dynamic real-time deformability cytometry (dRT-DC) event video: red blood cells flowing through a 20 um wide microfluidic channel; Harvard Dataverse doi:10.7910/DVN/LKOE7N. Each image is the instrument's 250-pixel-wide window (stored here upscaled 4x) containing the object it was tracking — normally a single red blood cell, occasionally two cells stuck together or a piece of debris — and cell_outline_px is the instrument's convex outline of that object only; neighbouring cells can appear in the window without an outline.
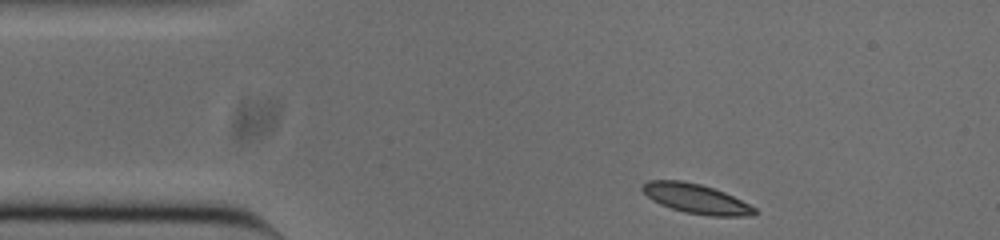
{"species": "common noctule bat (a hibernating species)", "species_latin": "Nyctalus noctula", "temperature_condition": "cold", "stored_images_in_passage": 47, "camera_frame_rate_fps": 3000, "um_per_image_px": 0.085, "animal": {"sex": "male", "body_mass_g": 20.0, "forearm_length_mm": 53.3}, "frame": {"image": 1, "passage_image": 1, "time_ms": 0.0, "image_size_px": [1000, 240], "cell_outline_px": [[756, 212], [752, 216], [708, 216], [684, 212], [660, 204], [652, 200], [640, 188], [648, 180], [680, 180], [700, 184], [724, 192], [756, 208]], "centroid_in_image_um": [59.15, 16.89], "position_along_channel_um": 25.8, "area_um2": 19.13}}
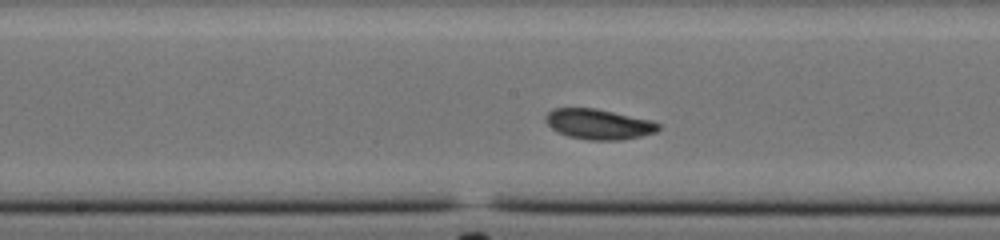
{"frame": {"image": 2, "passage_image": 19, "time_ms": 6.0, "image_size_px": [1000, 240], "cell_outline_px": [[660, 128], [656, 132], [640, 136], [620, 140], [588, 140], [568, 136], [556, 132], [544, 120], [544, 116], [552, 108], [596, 108], [652, 120], [660, 124]], "centroid_in_image_um": [50.87, 10.55], "position_along_channel_um": 197.3, "area_um2": 20.06}}
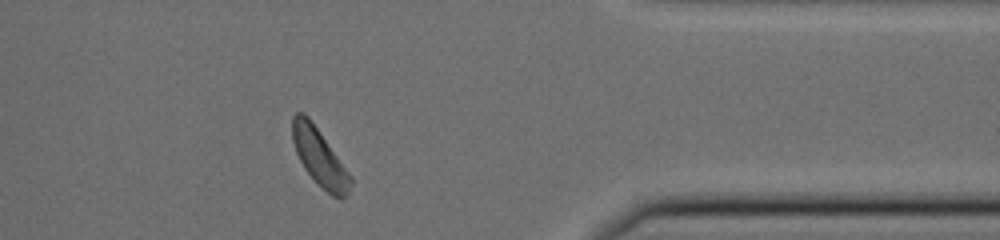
{"frame": {"image": 3, "passage_image": 36, "time_ms": 11.667, "image_size_px": [1000, 240], "cell_outline_px": [[352, 184], [348, 192], [340, 200], [332, 196], [316, 184], [304, 168], [296, 152], [292, 140], [292, 116], [296, 112], [304, 112], [308, 116], [352, 176]], "centroid_in_image_um": [27.15, 13.39], "position_along_channel_um": 384.2, "area_um2": 19.42}, "authors_computed_cell_mechanics": {"area_um2": 19.5364, "velocity_mm_per_s": 3.7092, "shape_relaxation_time_tau1_ms": 8.566, "shape_relaxation_time_tau2_ms": 4.8618, "deformation_change_tau1": 0.1965, "deformation_change_tau2": 0.0875}}